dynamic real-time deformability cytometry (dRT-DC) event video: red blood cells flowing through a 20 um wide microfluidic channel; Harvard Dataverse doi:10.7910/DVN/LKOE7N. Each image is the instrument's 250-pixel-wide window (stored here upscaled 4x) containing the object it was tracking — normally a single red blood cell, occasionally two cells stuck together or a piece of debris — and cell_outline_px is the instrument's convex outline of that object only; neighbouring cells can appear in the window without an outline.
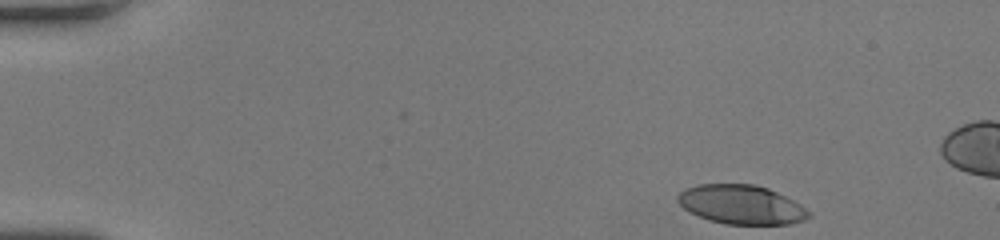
{"species": "human", "species_latin": "Homo sapiens", "temperature_condition": "room temperature", "stored_images_in_passage": 45, "segment_of_instrument_passage": [1, 2], "camera_frame_rate_fps": 3000, "um_per_image_px": 0.085, "donor": {"sex": "female"}, "frame": {"image": 1, "passage_image": 1, "time_ms": 0.0, "image_size_px": [1000, 240], "cell_outline_px": [[812, 216], [804, 220], [792, 224], [724, 224], [708, 220], [684, 208], [676, 200], [676, 196], [684, 188], [696, 184], [756, 184], [768, 188], [800, 204]], "centroid_in_image_um": [62.99, 17.38], "position_along_channel_um": 22.0, "area_um2": 29.82}}
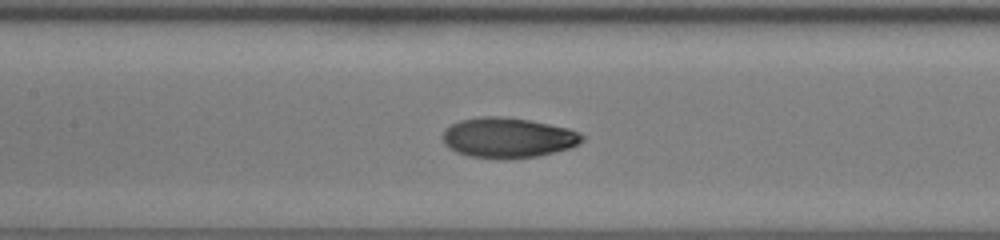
{"frame": {"image": 2, "passage_image": 19, "time_ms": 6.0, "image_size_px": [1000, 240], "cell_outline_px": [[584, 140], [580, 144], [568, 148], [536, 156], [508, 160], [468, 156], [456, 152], [448, 148], [444, 144], [440, 136], [444, 128], [460, 120], [480, 116], [500, 116], [528, 120], [568, 128], [580, 132], [584, 136]], "centroid_in_image_um": [43.12, 11.71], "position_along_channel_um": 164.3, "area_um2": 33.0}}
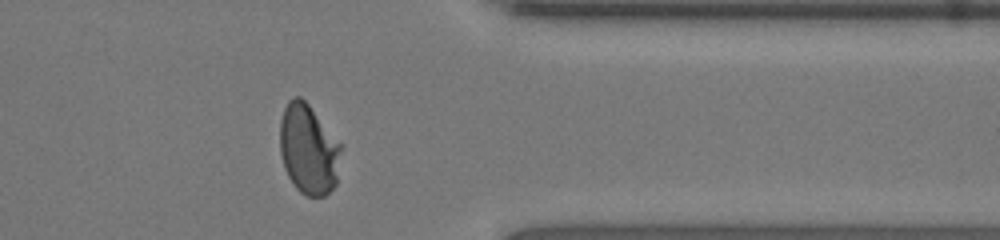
{"frame": {"image": 3, "passage_image": 35, "time_ms": 11.333, "image_size_px": [1000, 240], "cell_outline_px": [[344, 144], [336, 184], [324, 196], [308, 196], [300, 192], [296, 188], [288, 176], [284, 168], [280, 152], [280, 120], [284, 108], [288, 100], [292, 96], [300, 96], [308, 104]], "centroid_in_image_um": [26.25, 12.67], "position_along_channel_um": 385.1, "area_um2": 32.71}}